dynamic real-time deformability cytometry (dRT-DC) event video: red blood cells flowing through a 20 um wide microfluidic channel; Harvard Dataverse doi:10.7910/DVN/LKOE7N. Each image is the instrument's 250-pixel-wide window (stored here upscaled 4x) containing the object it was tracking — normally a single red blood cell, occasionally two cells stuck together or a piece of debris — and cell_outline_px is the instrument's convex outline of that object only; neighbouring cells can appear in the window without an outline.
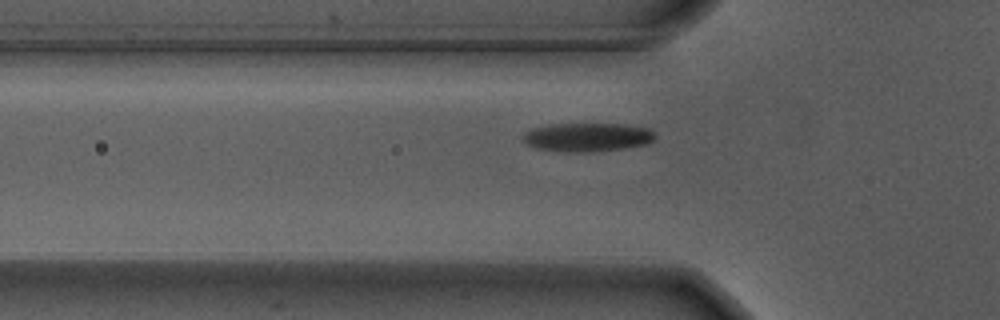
{"species": "Egyptian fruit bat (a non-hibernating species)", "species_latin": "Rousettus aegyptiacus", "temperature_condition": "warm", "stored_images_in_passage": 39, "camera_frame_rate_fps": 3000, "um_per_image_px": 0.085, "animal": {"sex": "male"}, "frame": {"image": 1, "passage_image": 11, "time_ms": 3.333, "image_size_px": [1000, 320], "cell_outline_px": [[656, 136], [652, 140], [644, 144], [624, 148], [588, 152], [576, 152], [536, 148], [524, 144], [520, 136], [524, 132], [532, 128], [548, 124], [628, 124], [648, 128]], "centroid_in_image_um": [49.85, 11.64], "position_along_channel_um": 75.9, "area_um2": 22.08}}
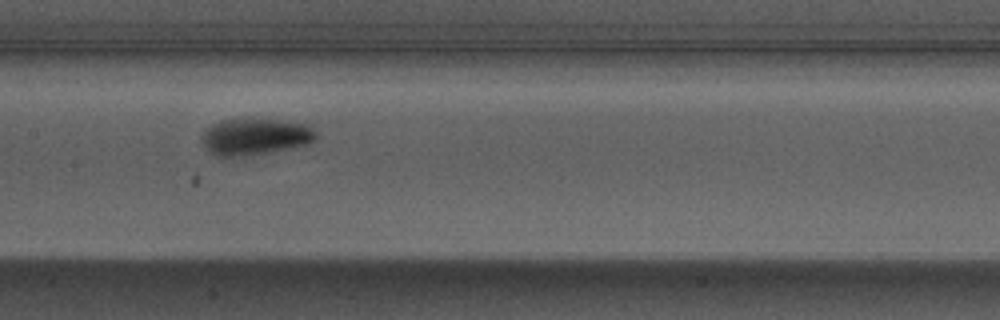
{"frame": {"image": 2, "passage_image": 20, "time_ms": 6.333, "image_size_px": [1000, 320], "cell_outline_px": [[316, 140], [308, 144], [268, 152], [244, 156], [216, 156], [204, 144], [204, 132], [212, 124], [224, 120], [252, 116], [312, 124], [316, 132]], "centroid_in_image_um": [21.78, 11.56], "position_along_channel_um": 185.6, "area_um2": 24.68}}
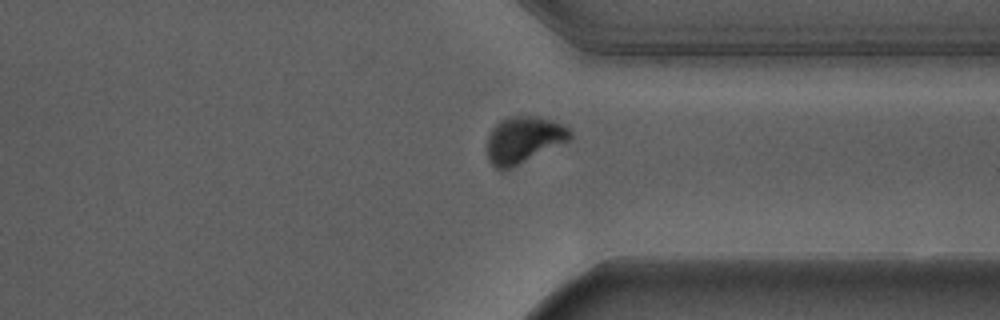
{"frame": {"image": 3, "passage_image": 35, "time_ms": 11.333, "image_size_px": [1000, 320], "cell_outline_px": [[572, 136], [568, 140], [512, 168], [496, 168], [488, 160], [488, 136], [492, 128], [500, 120], [508, 116], [536, 116], [552, 120], [564, 124], [572, 132]], "centroid_in_image_um": [44.51, 11.85], "position_along_channel_um": 366.9, "area_um2": 22.31}}